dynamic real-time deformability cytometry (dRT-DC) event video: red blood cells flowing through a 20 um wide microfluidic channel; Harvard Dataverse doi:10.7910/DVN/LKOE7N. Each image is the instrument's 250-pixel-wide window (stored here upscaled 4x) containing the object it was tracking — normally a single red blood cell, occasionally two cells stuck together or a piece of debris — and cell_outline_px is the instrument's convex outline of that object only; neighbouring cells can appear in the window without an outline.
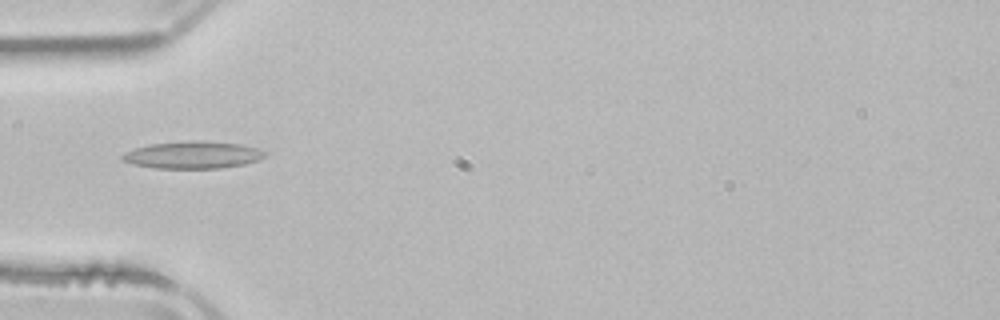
{"species": "common noctule bat (a hibernating species)", "species_latin": "Nyctalus noctula", "temperature_condition": "room temperature", "stored_images_in_passage": 2, "camera_frame_rate_fps": 3000, "um_per_image_px": 0.085, "animal": {"sex": "male", "body_mass_g": 21.5, "forearm_length_mm": 52.0}, "frame": {"image": 1, "passage_image": 2, "time_ms": 1.333, "image_size_px": [1000, 320], "cell_outline_px": [[268, 152], [264, 156], [256, 160], [244, 164], [220, 168], [152, 168], [132, 164], [120, 160], [120, 156], [124, 152], [148, 144], [192, 140], [200, 140], [240, 144], [260, 148]], "centroid_in_image_um": [16.35, 13.16], "position_along_channel_um": 68.6, "area_um2": 22.83}}